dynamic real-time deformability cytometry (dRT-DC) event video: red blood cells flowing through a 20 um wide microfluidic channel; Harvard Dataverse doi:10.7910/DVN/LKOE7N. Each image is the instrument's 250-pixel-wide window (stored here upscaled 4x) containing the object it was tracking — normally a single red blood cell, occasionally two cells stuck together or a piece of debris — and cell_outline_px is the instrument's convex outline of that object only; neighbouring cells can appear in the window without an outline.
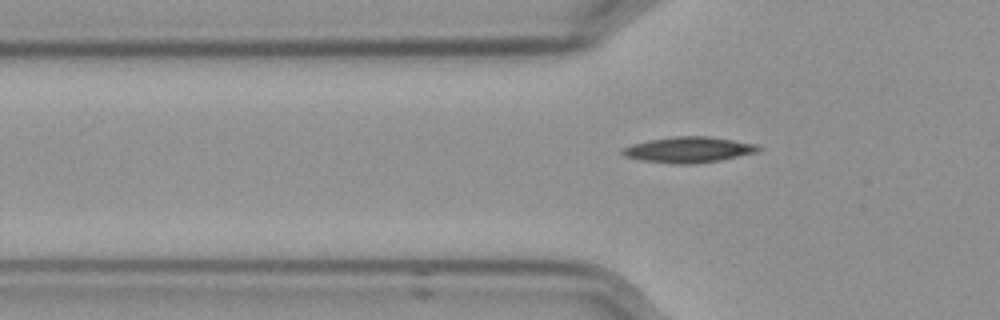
{"species": "Egyptian fruit bat (a non-hibernating species)", "species_latin": "Rousettus aegyptiacus", "temperature_condition": "cold", "stored_images_in_passage": 36, "camera_frame_rate_fps": 3000, "um_per_image_px": 0.085, "frame": {"image": 1, "passage_image": 4, "time_ms": 1.0, "image_size_px": [1000, 320], "cell_outline_px": [[760, 148], [756, 152], [720, 160], [696, 164], [676, 164], [644, 160], [624, 156], [620, 152], [620, 148], [632, 144], [648, 140], [676, 136], [708, 136], [756, 144]], "centroid_in_image_um": [58.48, 12.72], "position_along_channel_um": 67.3, "area_um2": 20.23}}
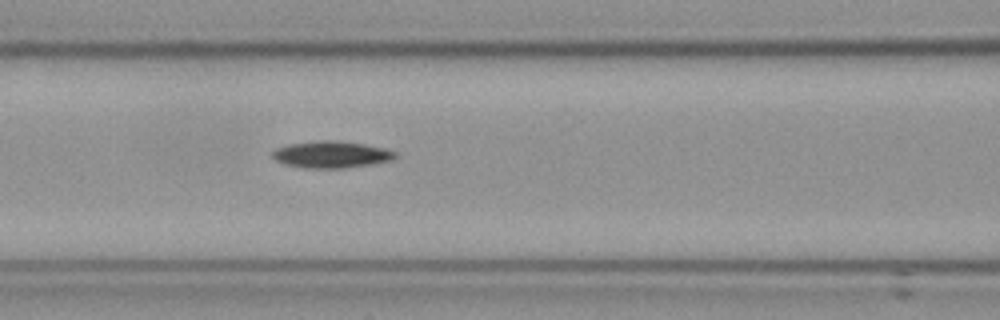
{"frame": {"image": 2, "passage_image": 10, "time_ms": 3.0, "image_size_px": [1000, 320], "cell_outline_px": [[400, 156], [392, 160], [372, 164], [344, 168], [304, 168], [284, 164], [276, 160], [272, 156], [272, 152], [276, 148], [288, 144], [320, 140], [340, 140], [364, 144], [384, 148], [396, 152]], "centroid_in_image_um": [28.19, 13.13], "position_along_channel_um": 138.4, "area_um2": 19.36}}
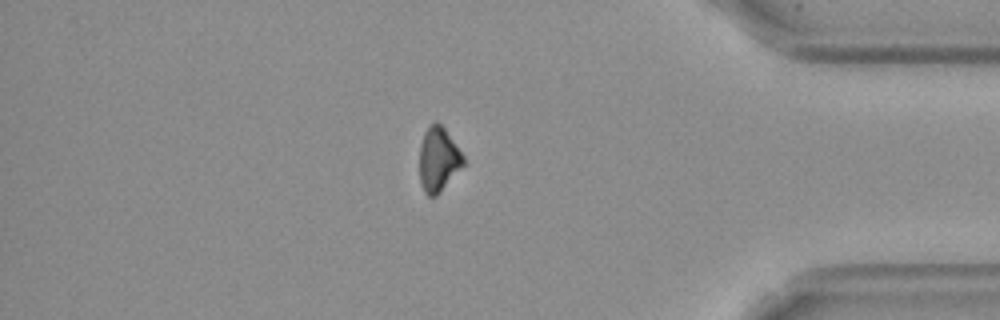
{"frame": {"image": 3, "passage_image": 34, "time_ms": 11.0, "image_size_px": [1000, 320], "cell_outline_px": [[464, 164], [440, 192], [436, 196], [428, 196], [424, 192], [420, 180], [420, 144], [424, 132], [428, 124], [440, 124], [444, 128], [464, 156]], "centroid_in_image_um": [37.25, 13.56], "position_along_channel_um": 398.0, "area_um2": 16.18}}